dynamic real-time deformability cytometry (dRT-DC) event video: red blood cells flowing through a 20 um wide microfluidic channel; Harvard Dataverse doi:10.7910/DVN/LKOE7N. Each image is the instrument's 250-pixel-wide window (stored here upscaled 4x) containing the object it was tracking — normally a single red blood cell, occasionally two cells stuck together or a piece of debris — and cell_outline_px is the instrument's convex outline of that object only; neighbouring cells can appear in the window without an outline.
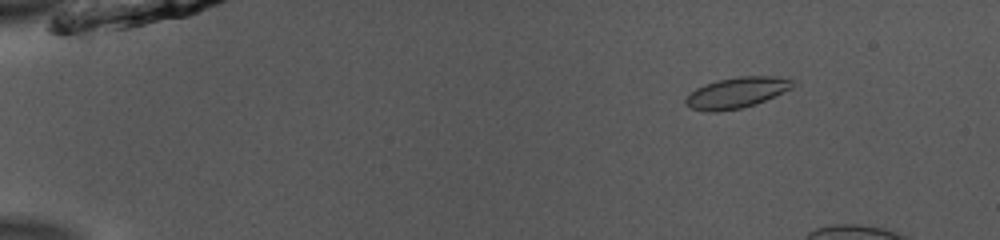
{"species": "common noctule bat (a hibernating species)", "species_latin": "Nyctalus noctula", "temperature_condition": "room temperature", "stored_images_in_passage": 20, "camera_frame_rate_fps": 3000, "um_per_image_px": 0.085, "animal": {"sex": "male", "body_mass_g": 13.0, "forearm_length_mm": 53.1}, "frame": {"image": 1, "passage_image": 8, "time_ms": 2.333, "image_size_px": [1000, 240], "cell_outline_px": [[792, 88], [756, 104], [740, 108], [716, 112], [704, 112], [688, 108], [684, 100], [696, 88], [704, 84], [716, 80], [740, 76], [788, 76], [792, 80]], "centroid_in_image_um": [62.6, 7.87], "position_along_channel_um": 22.4, "area_um2": 19.36}}
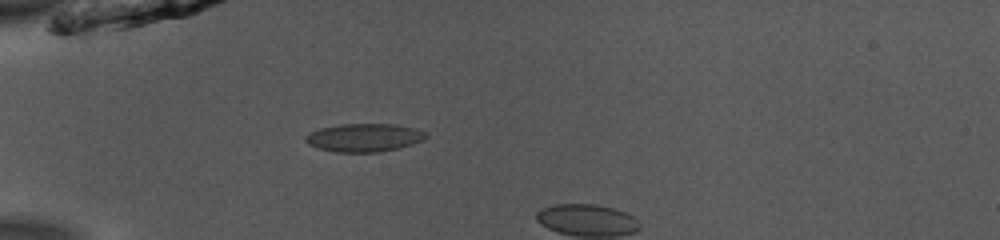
{"frame": {"image": 2, "passage_image": 17, "time_ms": 5.333, "image_size_px": [1000, 240], "cell_outline_px": [[428, 136], [424, 140], [400, 148], [380, 152], [336, 152], [320, 148], [308, 144], [304, 140], [304, 136], [308, 132], [320, 128], [340, 124], [396, 124], [428, 132]], "centroid_in_image_um": [30.96, 11.69], "position_along_channel_um": 54.0, "area_um2": 19.94}}